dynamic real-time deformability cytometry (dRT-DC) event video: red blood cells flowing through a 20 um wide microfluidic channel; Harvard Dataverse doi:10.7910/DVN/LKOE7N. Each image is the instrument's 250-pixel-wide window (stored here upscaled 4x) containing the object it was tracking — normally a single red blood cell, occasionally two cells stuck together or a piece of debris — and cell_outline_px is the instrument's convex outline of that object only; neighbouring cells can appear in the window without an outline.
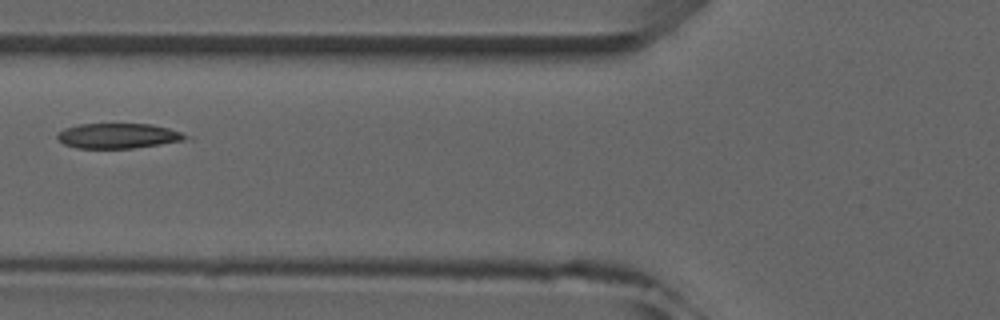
{"species": "common noctule bat (a hibernating species)", "species_latin": "Nyctalus noctula", "temperature_condition": "room temperature", "stored_images_in_passage": 3, "camera_frame_rate_fps": 3000, "um_per_image_px": 0.085, "animal": {"sex": "male", "forearm_length_mm": 52.5}, "frame": {"image": 1, "passage_image": 2, "time_ms": 1.333, "image_size_px": [1000, 320], "cell_outline_px": [[192, 140], [132, 148], [76, 148], [64, 144], [56, 136], [56, 132], [64, 128], [80, 124], [152, 124], [168, 128], [192, 136]], "centroid_in_image_um": [10.1, 11.55], "position_along_channel_um": 115.7, "area_um2": 19.02}}
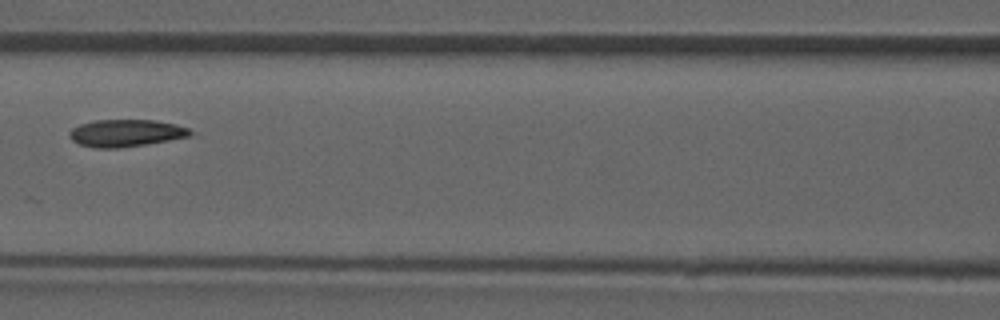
{"frame": {"image": 2, "passage_image": 3, "time_ms": 2.333, "image_size_px": [1000, 320], "cell_outline_px": [[200, 136], [120, 148], [96, 148], [80, 144], [72, 140], [68, 136], [68, 132], [72, 128], [80, 124], [96, 120], [156, 120], [176, 124], [188, 128], [196, 132]], "centroid_in_image_um": [10.82, 11.32], "position_along_channel_um": 155.8, "area_um2": 19.71}}